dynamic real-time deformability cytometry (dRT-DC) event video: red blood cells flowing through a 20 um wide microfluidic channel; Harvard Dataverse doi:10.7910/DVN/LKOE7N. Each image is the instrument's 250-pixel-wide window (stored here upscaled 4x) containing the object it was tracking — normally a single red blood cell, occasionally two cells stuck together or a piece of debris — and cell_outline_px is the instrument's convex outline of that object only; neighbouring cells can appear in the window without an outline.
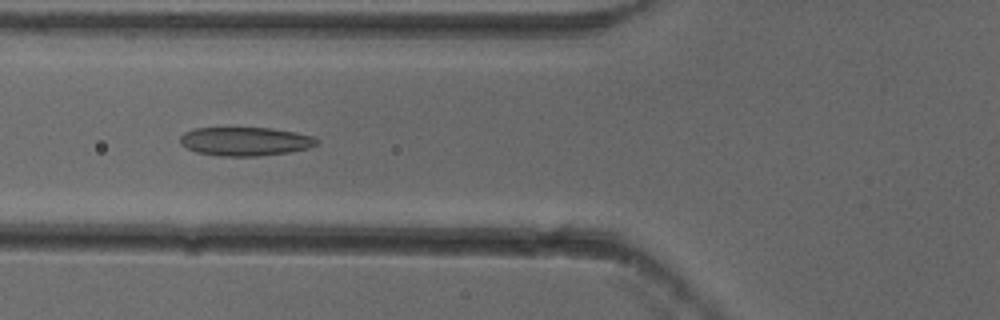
{"species": "common noctule bat (a hibernating species)", "species_latin": "Nyctalus noctula", "temperature_condition": "cold", "stored_images_in_passage": 52, "camera_frame_rate_fps": 3000, "um_per_image_px": 0.085, "animal": {"sex": "female"}, "frame": {"image": 1, "passage_image": 19, "time_ms": 6.0, "image_size_px": [1000, 320], "cell_outline_px": [[320, 140], [316, 144], [308, 148], [288, 152], [260, 156], [220, 156], [196, 152], [180, 144], [180, 136], [184, 132], [192, 128], [272, 128], [296, 132], [312, 136]], "centroid_in_image_um": [20.83, 12.01], "position_along_channel_um": 105.0, "area_um2": 22.89}}
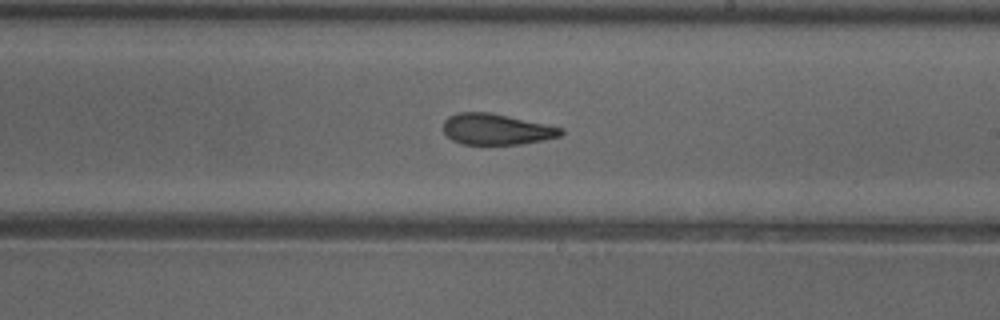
{"frame": {"image": 2, "passage_image": 30, "time_ms": 9.667, "image_size_px": [1000, 320], "cell_outline_px": [[564, 132], [560, 136], [544, 140], [520, 144], [460, 144], [452, 140], [444, 132], [444, 120], [448, 116], [460, 112], [488, 112], [548, 124], [564, 128]], "centroid_in_image_um": [42.21, 10.98], "position_along_channel_um": 246.8, "area_um2": 21.27}}
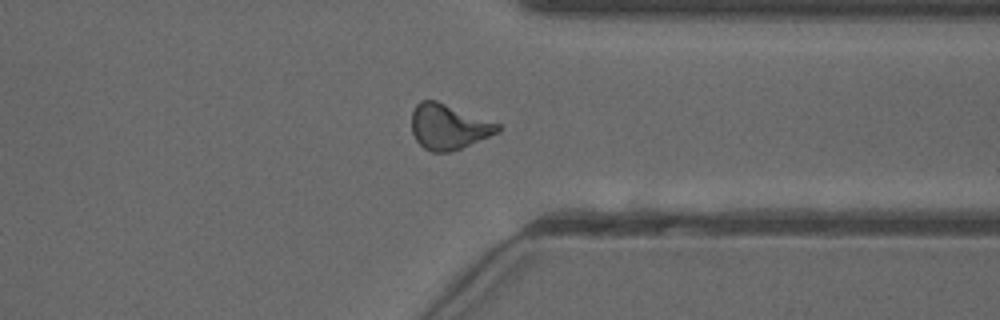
{"frame": {"image": 3, "passage_image": 40, "time_ms": 13.0, "image_size_px": [1000, 320], "cell_outline_px": [[504, 128], [500, 132], [460, 148], [448, 152], [432, 152], [424, 148], [416, 140], [412, 132], [412, 112], [416, 104], [420, 100], [436, 100], [500, 124]], "centroid_in_image_um": [38.13, 10.77], "position_along_channel_um": 373.3, "area_um2": 22.66}, "authors_computed_cell_mechanics": {"area_um2": 22.253, "velocity_mm_per_s": 3.8687, "shape_relaxation_time_tau1_ms": 7.7342, "shape_relaxation_time_tau2_ms": 2.3384, "deformation_change_tau1": 0.1737, "deformation_change_tau2": 0.1012}}